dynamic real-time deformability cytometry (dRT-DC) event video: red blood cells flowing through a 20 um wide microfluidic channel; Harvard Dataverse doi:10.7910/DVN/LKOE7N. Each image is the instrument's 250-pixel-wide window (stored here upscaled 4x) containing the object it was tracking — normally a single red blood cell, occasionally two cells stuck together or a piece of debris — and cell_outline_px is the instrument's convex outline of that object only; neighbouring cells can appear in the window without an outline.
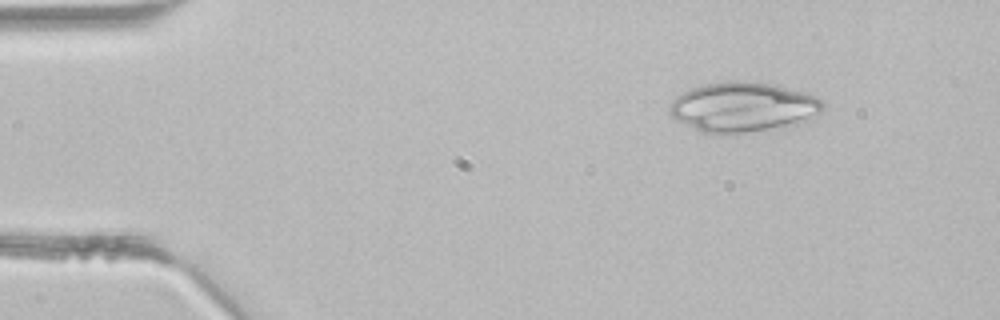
{"species": "common noctule bat (a hibernating species)", "species_latin": "Nyctalus noctula", "temperature_condition": "room temperature", "stored_images_in_passage": 5, "camera_frame_rate_fps": 3000, "um_per_image_px": 0.085, "animal": {"sex": "male", "body_mass_g": 21.5, "forearm_length_mm": 52.0}, "frame": {"image": 1, "passage_image": 2, "time_ms": 0.333, "image_size_px": [1000, 320], "cell_outline_px": [[824, 108], [820, 112], [808, 120], [796, 124], [720, 136], [704, 132], [676, 120], [668, 112], [668, 108], [672, 100], [676, 96], [692, 88], [704, 84], [728, 80], [744, 80], [768, 84], [816, 96], [824, 100]], "centroid_in_image_um": [63.11, 9.11], "position_along_channel_um": 21.9, "area_um2": 44.39}}